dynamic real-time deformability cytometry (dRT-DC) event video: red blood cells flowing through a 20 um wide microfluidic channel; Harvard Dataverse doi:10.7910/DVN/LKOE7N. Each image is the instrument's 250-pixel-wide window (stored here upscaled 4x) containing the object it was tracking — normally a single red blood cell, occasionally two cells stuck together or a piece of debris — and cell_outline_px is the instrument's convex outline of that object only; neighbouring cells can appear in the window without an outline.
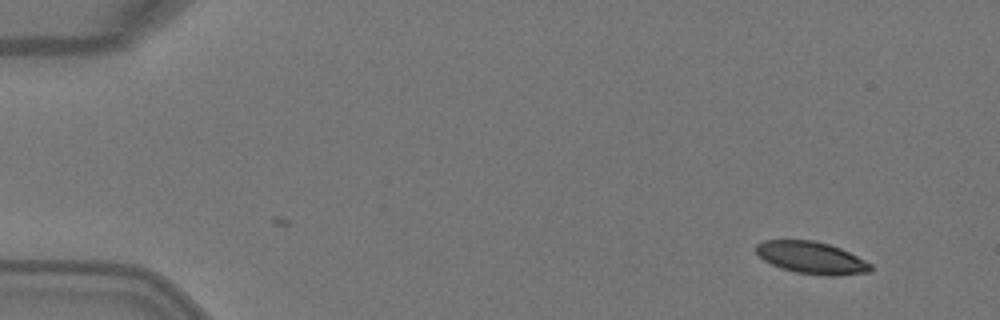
{"species": "Egyptian fruit bat (a non-hibernating species)", "species_latin": "Rousettus aegyptiacus", "temperature_condition": "warm", "stored_images_in_passage": 2, "camera_frame_rate_fps": 3000, "um_per_image_px": 0.085, "animal": {"sex": "female"}, "frame": {"image": 1, "passage_image": 2, "time_ms": 0.333, "image_size_px": [1000, 320], "cell_outline_px": [[872, 272], [840, 276], [824, 276], [796, 272], [780, 268], [764, 260], [756, 252], [756, 244], [764, 240], [812, 240], [828, 244], [840, 248], [872, 264]], "centroid_in_image_um": [69.0, 21.92], "position_along_channel_um": 16.0, "area_um2": 21.5}}